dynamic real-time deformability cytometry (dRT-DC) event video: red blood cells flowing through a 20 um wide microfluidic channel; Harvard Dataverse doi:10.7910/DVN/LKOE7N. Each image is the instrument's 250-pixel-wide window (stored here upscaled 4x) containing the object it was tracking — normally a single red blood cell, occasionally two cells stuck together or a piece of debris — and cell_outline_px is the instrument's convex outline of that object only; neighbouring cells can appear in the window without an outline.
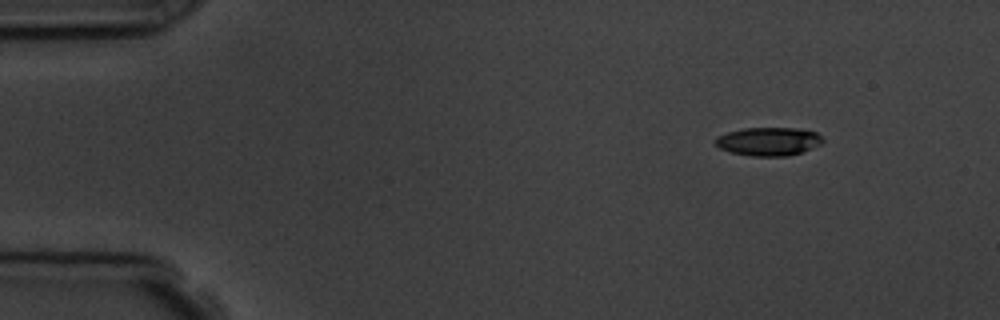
{"species": "common noctule bat (a hibernating species)", "species_latin": "Nyctalus noctula", "temperature_condition": "room temperature", "stored_images_in_passage": 3, "camera_frame_rate_fps": 3000, "um_per_image_px": 0.085, "animal": {"sex": "male", "body_mass_g": 19.5, "forearm_length_mm": 54.6}, "frame": {"image": 1, "passage_image": 1, "time_ms": 0.0, "image_size_px": [1000, 320], "cell_outline_px": [[824, 140], [820, 144], [800, 152], [788, 156], [752, 156], [728, 152], [720, 148], [712, 140], [716, 136], [728, 132], [744, 128], [796, 128], [816, 132]], "centroid_in_image_um": [65.27, 12.02], "position_along_channel_um": 19.7, "area_um2": 17.74}}
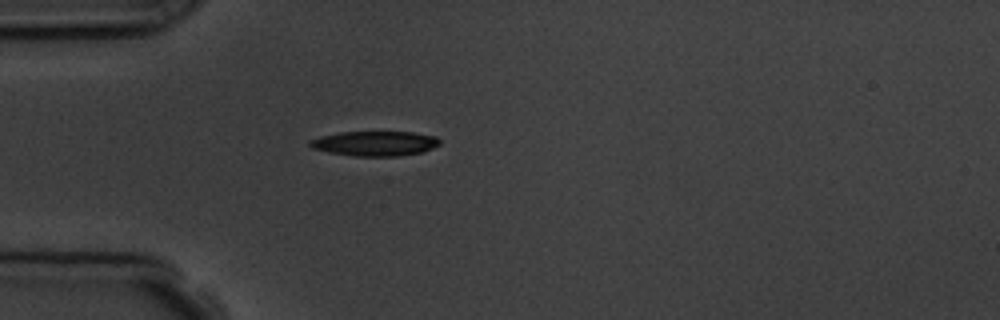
{"frame": {"image": 2, "passage_image": 3, "time_ms": 3.0, "image_size_px": [1000, 320], "cell_outline_px": [[440, 144], [424, 152], [400, 156], [356, 156], [328, 152], [312, 148], [308, 144], [308, 140], [320, 136], [340, 132], [412, 132], [436, 136], [440, 140]], "centroid_in_image_um": [31.87, 12.19], "position_along_channel_um": 53.1, "area_um2": 18.9}}